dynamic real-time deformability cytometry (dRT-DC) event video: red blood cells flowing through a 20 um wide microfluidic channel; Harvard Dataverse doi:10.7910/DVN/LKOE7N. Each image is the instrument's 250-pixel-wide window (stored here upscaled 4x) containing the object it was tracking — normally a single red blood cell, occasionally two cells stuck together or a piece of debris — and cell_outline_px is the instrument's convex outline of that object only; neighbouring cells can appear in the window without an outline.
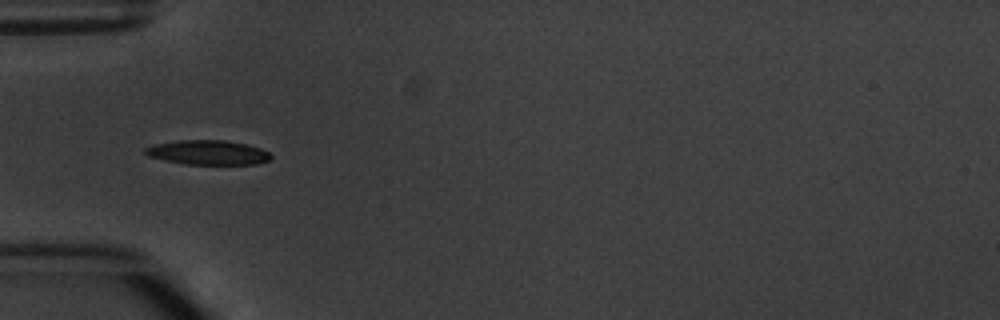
{"species": "common noctule bat (a hibernating species)", "species_latin": "Nyctalus noctula", "temperature_condition": "warm", "stored_images_in_passage": 8, "camera_frame_rate_fps": 3000, "um_per_image_px": 0.085, "animal": {"sex": "male", "body_mass_g": 20.1, "forearm_length_mm": 53.5}, "frame": {"image": 1, "passage_image": 5, "time_ms": 4.667, "image_size_px": [1000, 320], "cell_outline_px": [[272, 156], [268, 160], [256, 164], [184, 164], [148, 156], [144, 152], [144, 148], [156, 144], [176, 140], [224, 140], [248, 144], [260, 148], [268, 152]], "centroid_in_image_um": [17.67, 12.95], "position_along_channel_um": 67.3, "area_um2": 17.86}}
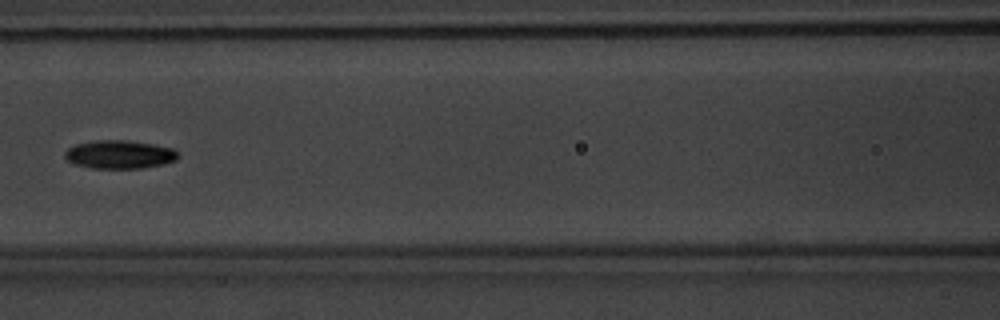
{"frame": {"image": 2, "passage_image": 7, "time_ms": 7.0, "image_size_px": [1000, 320], "cell_outline_px": [[176, 160], [164, 164], [140, 168], [92, 168], [76, 164], [68, 160], [64, 156], [64, 152], [68, 148], [76, 144], [96, 140], [124, 140], [152, 144], [172, 148], [176, 152]], "centroid_in_image_um": [10.12, 13.13], "position_along_channel_um": 156.5, "area_um2": 18.44}}
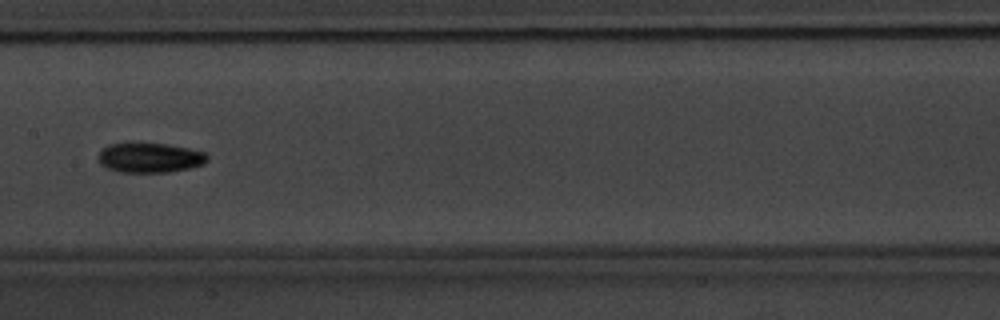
{"frame": {"image": 3, "passage_image": 8, "time_ms": 8.0, "image_size_px": [1000, 320], "cell_outline_px": [[208, 160], [204, 164], [188, 168], [168, 172], [120, 172], [108, 168], [100, 164], [100, 152], [108, 144], [128, 140], [132, 140], [168, 144], [188, 148], [204, 152], [208, 156]], "centroid_in_image_um": [12.71, 13.35], "position_along_channel_um": 194.7, "area_um2": 19.48}}